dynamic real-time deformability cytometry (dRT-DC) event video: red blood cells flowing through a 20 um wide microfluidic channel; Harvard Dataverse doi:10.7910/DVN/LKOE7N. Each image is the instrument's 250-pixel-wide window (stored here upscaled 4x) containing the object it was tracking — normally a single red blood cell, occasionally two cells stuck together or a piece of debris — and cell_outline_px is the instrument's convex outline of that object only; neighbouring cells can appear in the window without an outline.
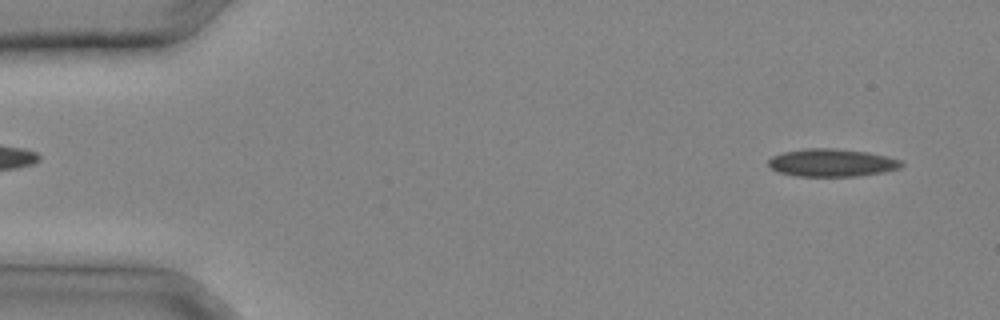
{"species": "common noctule bat (a hibernating species)", "species_latin": "Nyctalus noctula", "temperature_condition": "cold", "stored_images_in_passage": 30, "camera_frame_rate_fps": 3000, "um_per_image_px": 0.085, "animal": {"sex": "male", "body_mass_g": 20.4}, "frame": {"image": 1, "passage_image": 1, "time_ms": 0.0, "image_size_px": [1000, 320], "cell_outline_px": [[904, 164], [900, 168], [884, 172], [856, 176], [796, 176], [780, 172], [772, 168], [768, 164], [768, 160], [772, 156], [784, 152], [808, 148], [836, 148], [868, 152], [900, 160]], "centroid_in_image_um": [70.71, 13.83], "position_along_channel_um": 14.3, "area_um2": 21.39}}
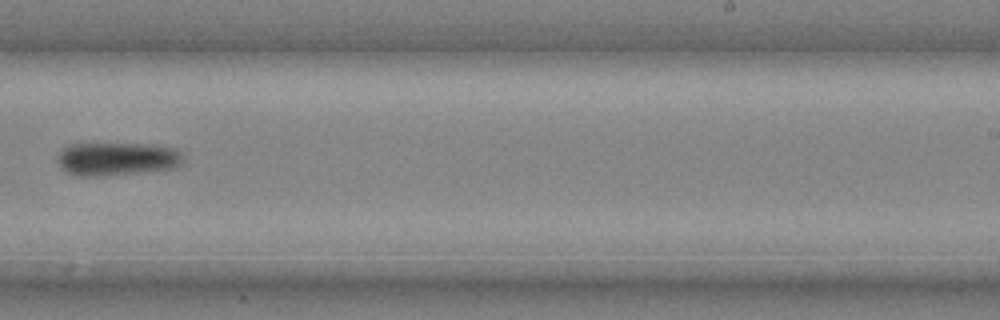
{"frame": {"image": 2, "passage_image": 19, "time_ms": 6.0, "image_size_px": [1000, 320], "cell_outline_px": [[184, 156], [180, 164], [172, 168], [104, 176], [80, 176], [68, 172], [60, 168], [60, 152], [64, 148], [72, 144], [156, 144], [176, 148]], "centroid_in_image_um": [9.99, 13.5], "position_along_channel_um": 279.0, "area_um2": 24.1}}
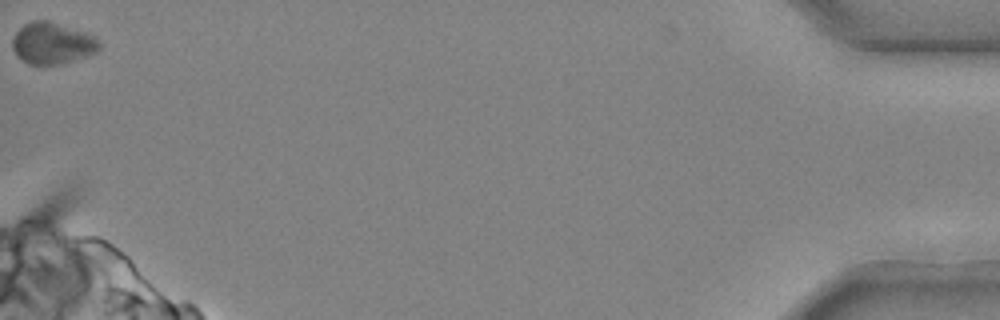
{"frame": {"image": 3, "passage_image": 30, "time_ms": 9.667, "image_size_px": [1000, 320], "cell_outline_px": [[100, 48], [96, 52], [60, 64], [44, 68], [28, 64], [16, 56], [12, 48], [12, 40], [16, 32], [24, 24], [32, 20], [48, 20], [84, 32], [92, 36], [100, 44]], "centroid_in_image_um": [4.37, 3.71], "position_along_channel_um": 430.8, "area_um2": 21.21}}